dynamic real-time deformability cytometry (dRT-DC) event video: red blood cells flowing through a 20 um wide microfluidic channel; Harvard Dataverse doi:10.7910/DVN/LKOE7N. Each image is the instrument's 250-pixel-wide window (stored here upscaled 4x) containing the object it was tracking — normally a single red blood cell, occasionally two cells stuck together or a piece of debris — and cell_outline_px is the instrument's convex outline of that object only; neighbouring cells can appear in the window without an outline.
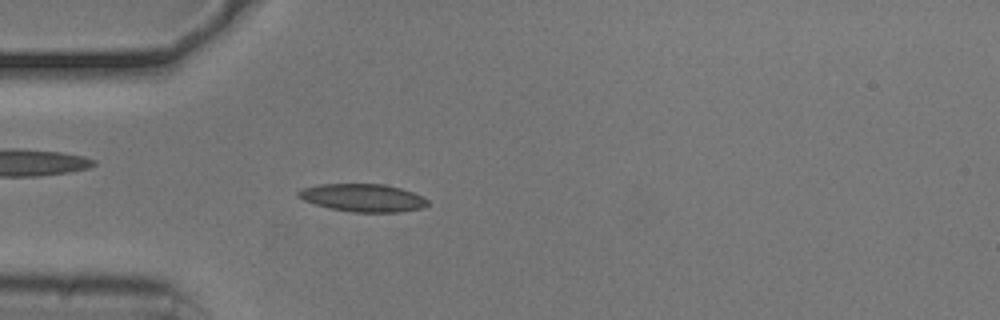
{"species": "common noctule bat (a hibernating species)", "species_latin": "Nyctalus noctula", "temperature_condition": "cold", "stored_images_in_passage": 53, "camera_frame_rate_fps": 3000, "um_per_image_px": 0.085, "animal": {"sex": "male", "body_mass_g": 20.5, "forearm_length_mm": 52.5}, "frame": {"image": 1, "passage_image": 15, "time_ms": 4.667, "image_size_px": [1000, 320], "cell_outline_px": [[428, 204], [424, 208], [400, 212], [352, 212], [328, 208], [304, 200], [296, 196], [296, 192], [304, 188], [320, 184], [384, 184], [400, 188], [412, 192], [428, 200]], "centroid_in_image_um": [30.84, 16.82], "position_along_channel_um": 54.2, "area_um2": 20.92}}
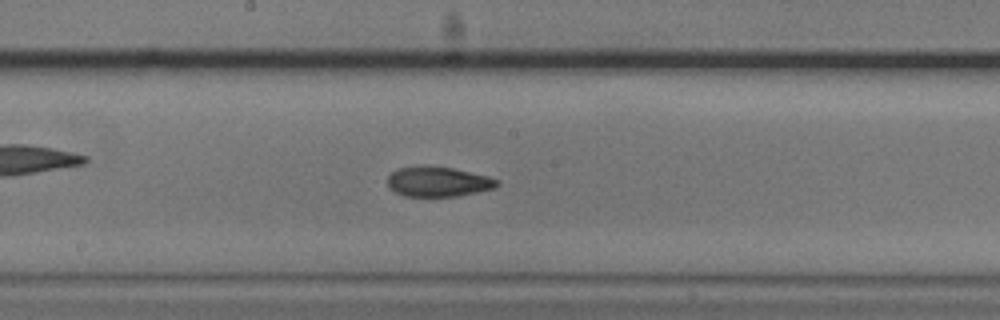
{"frame": {"image": 2, "passage_image": 28, "time_ms": 9.0, "image_size_px": [1000, 320], "cell_outline_px": [[500, 184], [496, 188], [456, 196], [404, 196], [388, 188], [388, 176], [396, 168], [452, 168], [488, 176], [500, 180]], "centroid_in_image_um": [37.28, 15.48], "position_along_channel_um": 210.9, "area_um2": 18.61}}
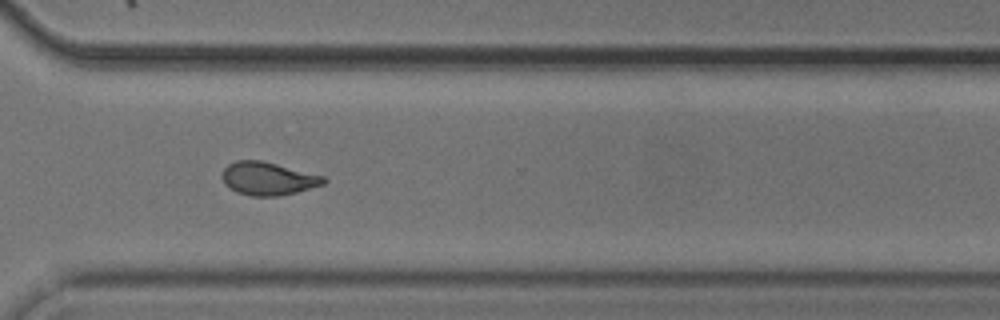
{"frame": {"image": 3, "passage_image": 39, "time_ms": 12.667, "image_size_px": [1000, 320], "cell_outline_px": [[328, 180], [324, 184], [296, 192], [280, 196], [252, 196], [236, 192], [224, 184], [220, 176], [224, 168], [228, 164], [236, 160], [260, 160], [324, 176]], "centroid_in_image_um": [22.74, 15.18], "position_along_channel_um": 347.9, "area_um2": 19.59}, "authors_computed_cell_mechanics": {"area_um2": 19.4786, "velocity_mm_per_s": 3.7454, "shape_relaxation_time_tau1_ms": null, "shape_relaxation_time_tau2_ms": 2.1353, "deformation_change_tau1": null, "deformation_change_tau2": 0.0808}}